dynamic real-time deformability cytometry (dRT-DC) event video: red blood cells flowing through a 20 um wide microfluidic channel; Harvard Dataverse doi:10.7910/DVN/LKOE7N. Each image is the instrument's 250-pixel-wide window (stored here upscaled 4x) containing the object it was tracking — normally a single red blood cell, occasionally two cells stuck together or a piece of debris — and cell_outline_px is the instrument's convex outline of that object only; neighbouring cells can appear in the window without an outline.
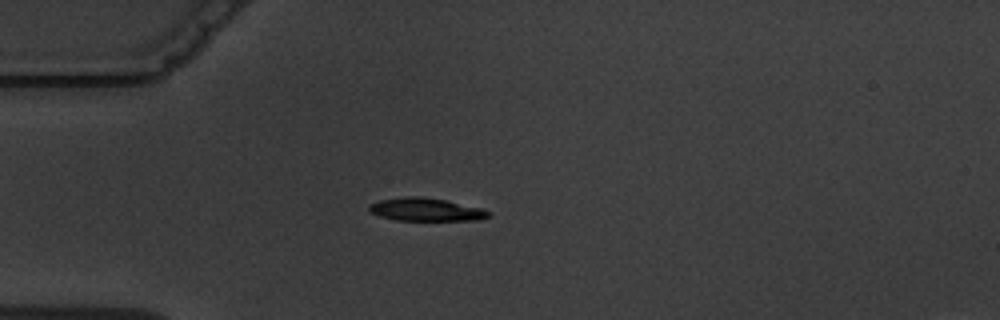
{"species": "common noctule bat (a hibernating species)", "species_latin": "Nyctalus noctula", "temperature_condition": "warm", "stored_images_in_passage": 2, "camera_frame_rate_fps": 3000, "um_per_image_px": 0.085, "animal": {"sex": "male", "body_mass_g": 19.5, "forearm_length_mm": 54.6}, "frame": {"image": 1, "passage_image": 1, "time_ms": 0.0, "image_size_px": [1000, 320], "cell_outline_px": [[492, 212], [488, 216], [480, 220], [396, 220], [380, 216], [372, 212], [368, 208], [368, 204], [380, 200], [408, 196], [420, 196], [444, 200], [484, 208]], "centroid_in_image_um": [36.23, 17.81], "position_along_channel_um": 48.8, "area_um2": 15.95}}